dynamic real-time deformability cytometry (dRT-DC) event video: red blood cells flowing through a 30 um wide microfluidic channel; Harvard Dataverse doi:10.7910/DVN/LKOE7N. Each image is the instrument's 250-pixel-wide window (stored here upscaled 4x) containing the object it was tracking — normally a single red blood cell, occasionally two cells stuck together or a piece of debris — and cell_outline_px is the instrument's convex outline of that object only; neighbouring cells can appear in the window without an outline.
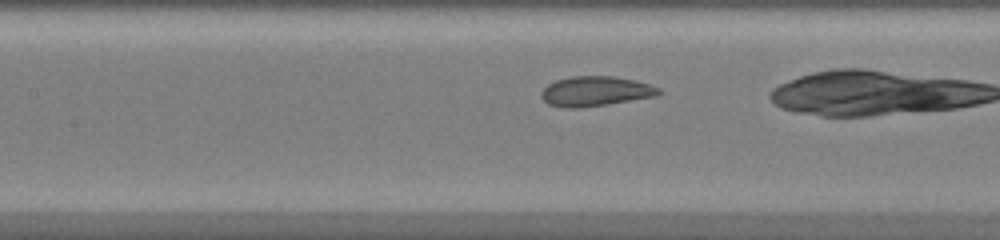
{"species": "common noctule bat (a hibernating species)", "species_latin": "Nyctalus noctula", "temperature_condition": "warm", "stored_images_in_passage": 25, "camera_frame_rate_fps": 3000, "um_per_image_px": 0.085, "animal": {"sex": "female", "body_mass_g": 20.0, "forearm_length_mm": 54.0}, "frame": {"image": 1, "passage_image": 11, "time_ms": 3.333, "image_size_px": [1000, 240], "cell_outline_px": [[660, 92], [656, 96], [608, 104], [580, 108], [564, 108], [548, 104], [540, 96], [540, 92], [548, 84], [556, 80], [572, 76], [612, 76], [632, 80], [648, 84], [660, 88]], "centroid_in_image_um": [50.57, 7.76], "position_along_channel_um": 156.8, "area_um2": 20.35}}